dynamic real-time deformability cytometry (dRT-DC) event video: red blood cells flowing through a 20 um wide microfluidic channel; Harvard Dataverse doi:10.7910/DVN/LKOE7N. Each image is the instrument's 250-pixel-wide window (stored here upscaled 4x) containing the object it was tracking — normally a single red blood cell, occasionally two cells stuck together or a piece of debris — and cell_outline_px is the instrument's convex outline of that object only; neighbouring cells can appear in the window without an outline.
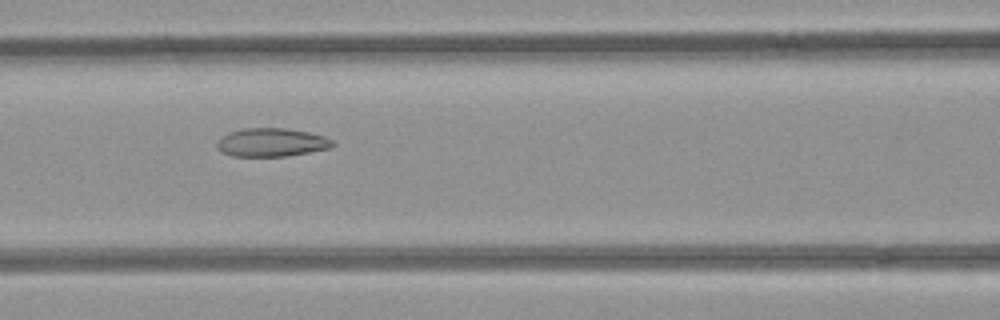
{"species": "common noctule bat (a hibernating species)", "species_latin": "Nyctalus noctula", "temperature_condition": "room temperature", "stored_images_in_passage": 53, "camera_frame_rate_fps": 3000, "um_per_image_px": 0.085, "animal": {"sex": "female", "body_mass_g": 21.9}, "frame": {"image": 1, "passage_image": 23, "time_ms": 7.333, "image_size_px": [1000, 320], "cell_outline_px": [[336, 144], [332, 148], [288, 156], [232, 156], [224, 152], [216, 144], [224, 136], [232, 132], [244, 128], [284, 128], [308, 132], [324, 136], [332, 140]], "centroid_in_image_um": [23.17, 12.11], "position_along_channel_um": 143.4, "area_um2": 18.9}}
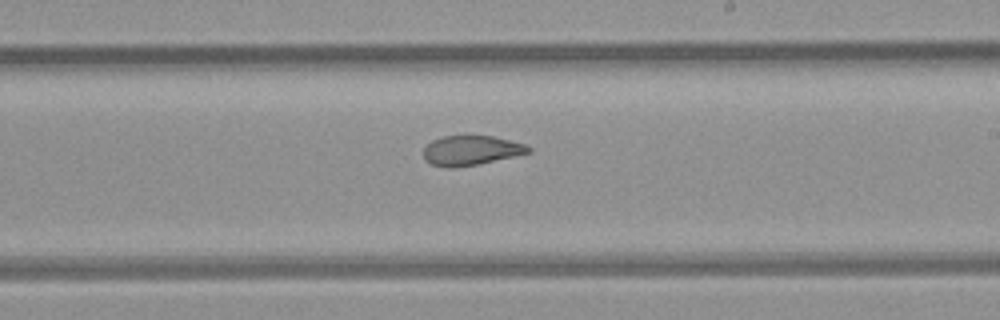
{"frame": {"image": 2, "passage_image": 31, "time_ms": 10.0, "image_size_px": [1000, 320], "cell_outline_px": [[532, 152], [476, 164], [456, 168], [444, 168], [432, 164], [424, 160], [424, 148], [432, 140], [444, 136], [492, 136], [524, 144], [532, 148]], "centroid_in_image_um": [40.01, 12.79], "position_along_channel_um": 249.0, "area_um2": 17.98}}
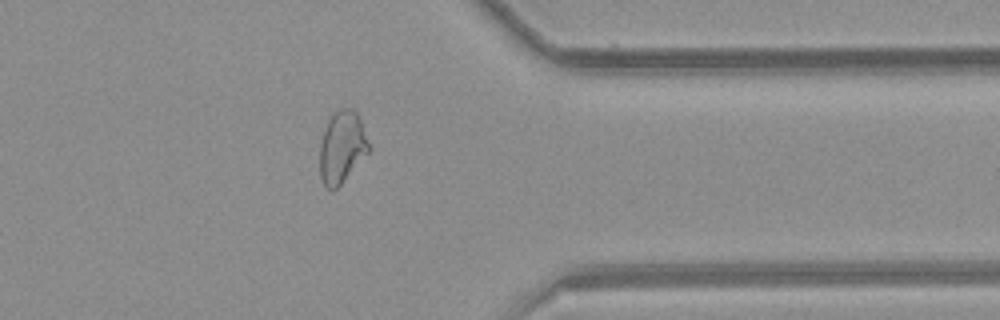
{"frame": {"image": 3, "passage_image": 42, "time_ms": 13.667, "image_size_px": [1000, 320], "cell_outline_px": [[372, 148], [340, 184], [332, 192], [324, 184], [320, 176], [320, 144], [328, 120], [340, 108], [352, 108], [356, 112], [360, 120]], "centroid_in_image_um": [29.08, 12.5], "position_along_channel_um": 382.3, "area_um2": 20.29}, "authors_computed_cell_mechanics": {"area_um2": 22.831, "velocity_mm_per_s": 3.9515, "shape_relaxation_time_tau1_ms": null, "shape_relaxation_time_tau2_ms": 1.882, "deformation_change_tau1": null, "deformation_change_tau2": 0.08}}